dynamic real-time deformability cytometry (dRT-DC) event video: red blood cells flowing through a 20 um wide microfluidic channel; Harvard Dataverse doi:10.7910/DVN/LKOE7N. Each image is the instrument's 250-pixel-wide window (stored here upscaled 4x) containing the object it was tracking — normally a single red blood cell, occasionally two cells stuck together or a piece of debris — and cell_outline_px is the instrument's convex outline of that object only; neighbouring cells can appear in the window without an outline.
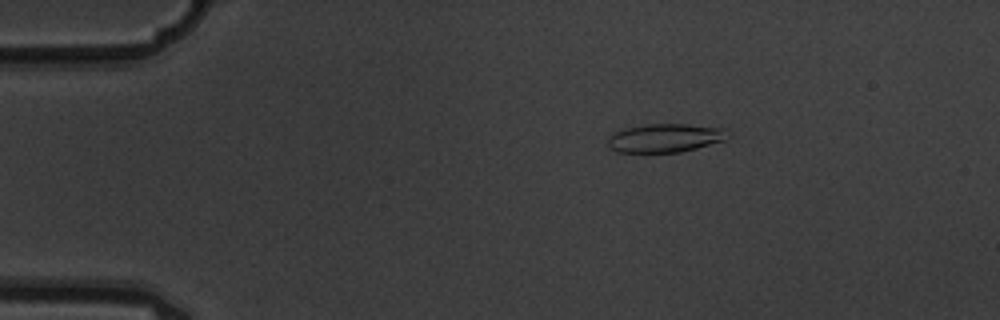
{"species": "common noctule bat (a hibernating species)", "species_latin": "Nyctalus noctula", "temperature_condition": "warm", "stored_images_in_passage": 4, "camera_frame_rate_fps": 3000, "um_per_image_px": 0.085, "animal": {"sex": "male", "body_mass_g": 19.5, "forearm_length_mm": 54.6}, "frame": {"image": 1, "passage_image": 3, "time_ms": 0.667, "image_size_px": [1000, 320], "cell_outline_px": [[732, 136], [728, 140], [680, 152], [616, 152], [608, 144], [608, 136], [612, 132], [624, 128], [644, 124], [688, 124], [724, 128]], "centroid_in_image_um": [56.57, 11.72], "position_along_channel_um": 28.4, "area_um2": 20.29}}